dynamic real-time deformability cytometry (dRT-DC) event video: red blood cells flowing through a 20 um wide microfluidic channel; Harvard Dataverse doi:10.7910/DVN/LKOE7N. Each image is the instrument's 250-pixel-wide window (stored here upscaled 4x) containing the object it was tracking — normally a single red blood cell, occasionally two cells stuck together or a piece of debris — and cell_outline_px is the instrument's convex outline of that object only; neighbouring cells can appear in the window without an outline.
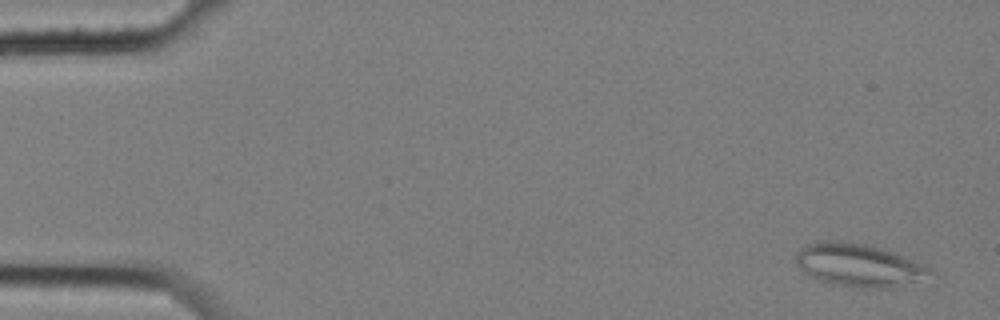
{"species": "common noctule bat (a hibernating species)", "species_latin": "Nyctalus noctula", "temperature_condition": "cold", "stored_images_in_passage": 6, "camera_frame_rate_fps": 3000, "um_per_image_px": 0.085, "animal": {"sex": "female", "body_mass_g": 25.1}, "frame": {"image": 1, "passage_image": 1, "time_ms": 0.0, "image_size_px": [1000, 320], "cell_outline_px": [[940, 276], [892, 288], [852, 288], [832, 284], [816, 280], [804, 272], [796, 264], [796, 252], [800, 248], [816, 240], [836, 240], [864, 244], [880, 248], [892, 252], [924, 264], [932, 268]], "centroid_in_image_um": [73.06, 22.56], "position_along_channel_um": 11.9, "area_um2": 34.45}}
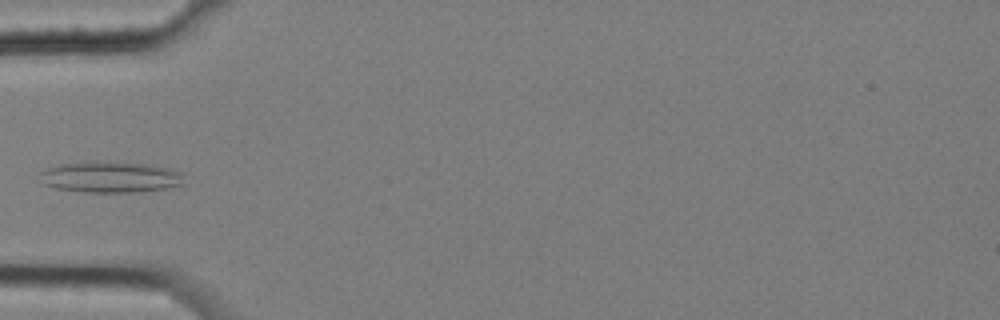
{"frame": {"image": 2, "passage_image": 6, "time_ms": 1.667, "image_size_px": [1000, 320], "cell_outline_px": [[184, 184], [168, 188], [140, 192], [80, 192], [56, 188], [44, 184], [40, 172], [48, 168], [60, 164], [96, 160], [148, 164], [168, 168], [180, 172]], "centroid_in_image_um": [9.39, 15.04], "position_along_channel_um": 75.6, "area_um2": 26.3}}